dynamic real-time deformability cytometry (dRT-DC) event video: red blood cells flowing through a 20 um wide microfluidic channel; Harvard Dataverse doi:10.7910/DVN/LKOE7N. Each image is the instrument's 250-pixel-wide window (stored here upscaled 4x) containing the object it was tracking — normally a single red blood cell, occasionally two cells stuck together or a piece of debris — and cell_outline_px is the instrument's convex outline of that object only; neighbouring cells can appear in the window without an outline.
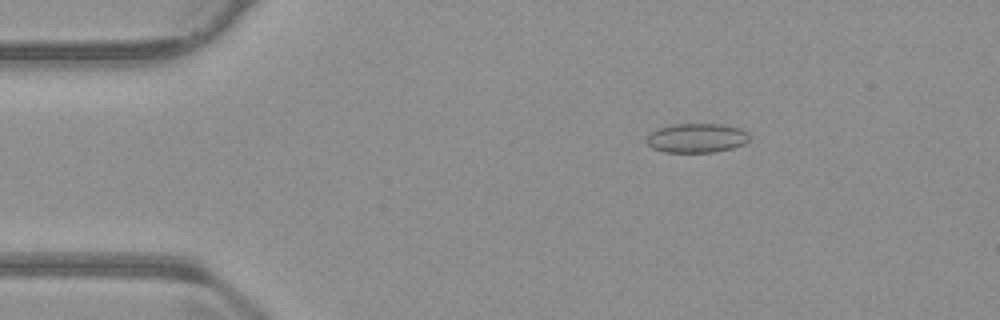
{"species": "common noctule bat (a hibernating species)", "species_latin": "Nyctalus noctula", "temperature_condition": "warm", "stored_images_in_passage": 54, "camera_frame_rate_fps": 3000, "um_per_image_px": 0.085, "animal": {"sex": "male", "body_mass_g": 23.1, "forearm_length_mm": 52.7}, "frame": {"image": 1, "passage_image": 9, "time_ms": 2.667, "image_size_px": [1000, 320], "cell_outline_px": [[748, 140], [744, 144], [732, 148], [712, 152], [664, 152], [652, 148], [648, 144], [648, 136], [656, 128], [676, 124], [720, 124], [740, 128], [748, 132]], "centroid_in_image_um": [59.22, 11.73], "position_along_channel_um": 25.8, "area_um2": 17.4}}
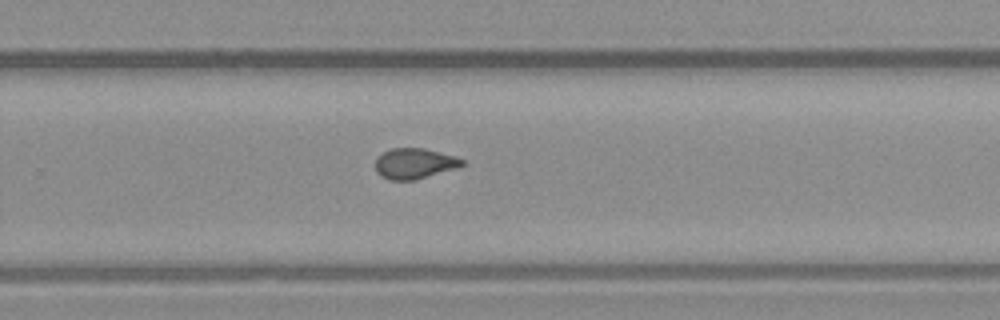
{"frame": {"image": 2, "passage_image": 35, "time_ms": 11.333, "image_size_px": [1000, 320], "cell_outline_px": [[464, 164], [456, 168], [416, 180], [388, 180], [380, 176], [376, 172], [376, 156], [392, 148], [424, 148], [456, 156], [464, 160]], "centroid_in_image_um": [35.21, 13.9], "position_along_channel_um": 294.6, "area_um2": 15.55}}
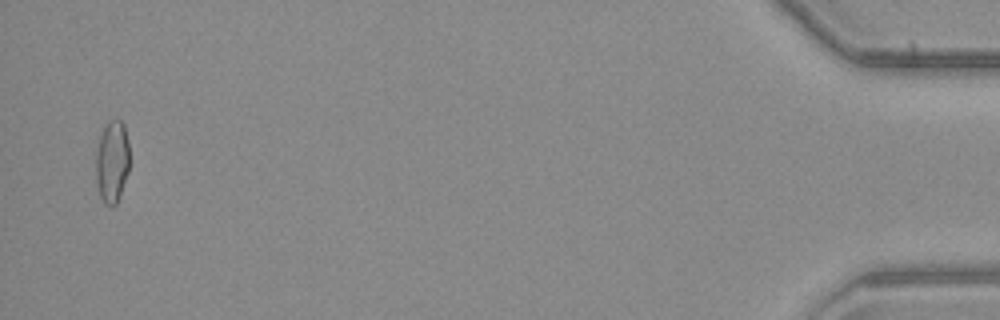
{"frame": {"image": 3, "passage_image": 53, "time_ms": 17.333, "image_size_px": [1000, 320], "cell_outline_px": [[128, 172], [120, 196], [116, 204], [104, 204], [100, 196], [96, 184], [96, 148], [104, 124], [108, 120], [120, 120], [124, 124], [128, 140]], "centroid_in_image_um": [9.51, 13.71], "position_along_channel_um": 425.7, "area_um2": 16.24}, "authors_computed_cell_mechanics": {"area_um2": 16.0684, "velocity_mm_per_s": 3.8091, "shape_relaxation_time_tau1_ms": null, "shape_relaxation_time_tau2_ms": 1.0514, "deformation_change_tau1": null, "deformation_change_tau2": 0.0634}}